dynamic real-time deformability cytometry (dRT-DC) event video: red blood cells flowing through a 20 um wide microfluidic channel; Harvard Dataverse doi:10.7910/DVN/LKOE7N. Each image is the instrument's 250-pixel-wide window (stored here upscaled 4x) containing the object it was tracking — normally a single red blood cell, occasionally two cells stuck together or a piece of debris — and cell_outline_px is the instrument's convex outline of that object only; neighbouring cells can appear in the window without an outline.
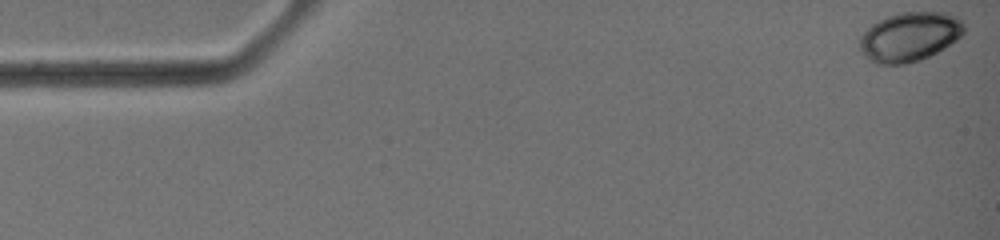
{"species": "common noctule bat (a hibernating species)", "species_latin": "Nyctalus noctula", "temperature_condition": "warm", "stored_images_in_passage": 42, "camera_frame_rate_fps": 3000, "um_per_image_px": 0.085, "animal": {"sex": "female", "body_mass_g": 19.0, "forearm_length_mm": 51.5}, "frame": {"image": 1, "passage_image": 1, "time_ms": 0.0, "image_size_px": [1000, 240], "cell_outline_px": [[964, 32], [956, 40], [944, 48], [920, 60], [904, 64], [876, 64], [860, 48], [860, 36], [872, 24], [888, 16], [900, 12], [948, 12], [956, 16], [964, 24]], "centroid_in_image_um": [77.34, 3.1], "position_along_channel_um": 7.7, "area_um2": 29.59}}
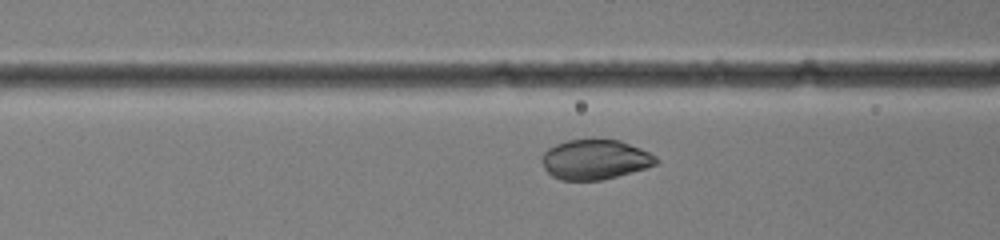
{"frame": {"image": 2, "passage_image": 17, "time_ms": 5.333, "image_size_px": [1000, 240], "cell_outline_px": [[660, 164], [616, 176], [600, 180], [560, 180], [552, 176], [544, 168], [540, 160], [544, 152], [548, 148], [556, 144], [568, 140], [620, 140], [640, 148], [656, 156], [660, 160]], "centroid_in_image_um": [50.58, 13.56], "position_along_channel_um": 116.0, "area_um2": 26.47}}
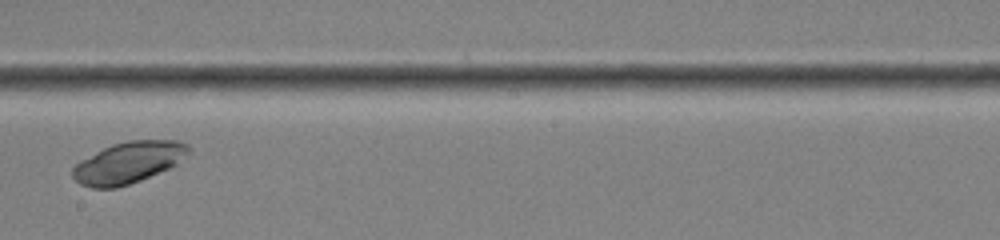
{"frame": {"image": 3, "passage_image": 25, "time_ms": 8.0, "image_size_px": [1000, 240], "cell_outline_px": [[192, 152], [176, 164], [168, 168], [140, 180], [116, 188], [92, 188], [80, 184], [72, 176], [72, 168], [80, 160], [112, 144], [128, 140], [176, 140], [188, 144], [192, 148]], "centroid_in_image_um": [10.93, 13.8], "position_along_channel_um": 237.3, "area_um2": 27.98}, "authors_computed_cell_mechanics": {"area_um2": 28.6688, "velocity_mm_per_s": 4.5578, "shape_relaxation_time_tau1_ms": 1.071, "shape_relaxation_time_tau2_ms": 3.6771, "deformation_change_tau1": 0.1047, "deformation_change_tau2": null}}